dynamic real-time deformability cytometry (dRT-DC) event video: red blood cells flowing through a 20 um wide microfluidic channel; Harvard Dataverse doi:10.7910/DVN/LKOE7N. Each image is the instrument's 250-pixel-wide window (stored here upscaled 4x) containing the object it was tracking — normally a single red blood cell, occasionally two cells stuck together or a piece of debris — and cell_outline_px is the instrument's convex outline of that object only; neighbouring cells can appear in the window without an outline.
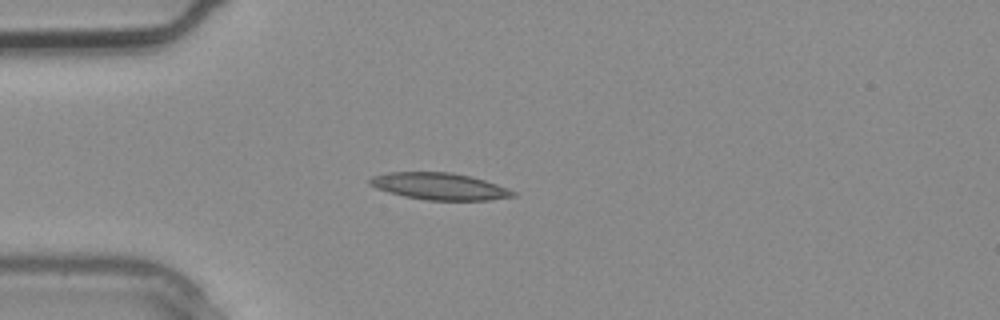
{"species": "common noctule bat (a hibernating species)", "species_latin": "Nyctalus noctula", "temperature_condition": "warm", "stored_images_in_passage": 2, "camera_frame_rate_fps": 3000, "um_per_image_px": 0.085, "animal": {"sex": "male", "body_mass_g": 20.4}, "frame": {"image": 1, "passage_image": 2, "time_ms": 0.333, "image_size_px": [1000, 320], "cell_outline_px": [[516, 196], [488, 200], [428, 200], [404, 196], [388, 192], [376, 188], [368, 184], [368, 180], [372, 176], [388, 172], [452, 172], [472, 176], [496, 184], [516, 192]], "centroid_in_image_um": [37.33, 15.83], "position_along_channel_um": 47.7, "area_um2": 22.43}}